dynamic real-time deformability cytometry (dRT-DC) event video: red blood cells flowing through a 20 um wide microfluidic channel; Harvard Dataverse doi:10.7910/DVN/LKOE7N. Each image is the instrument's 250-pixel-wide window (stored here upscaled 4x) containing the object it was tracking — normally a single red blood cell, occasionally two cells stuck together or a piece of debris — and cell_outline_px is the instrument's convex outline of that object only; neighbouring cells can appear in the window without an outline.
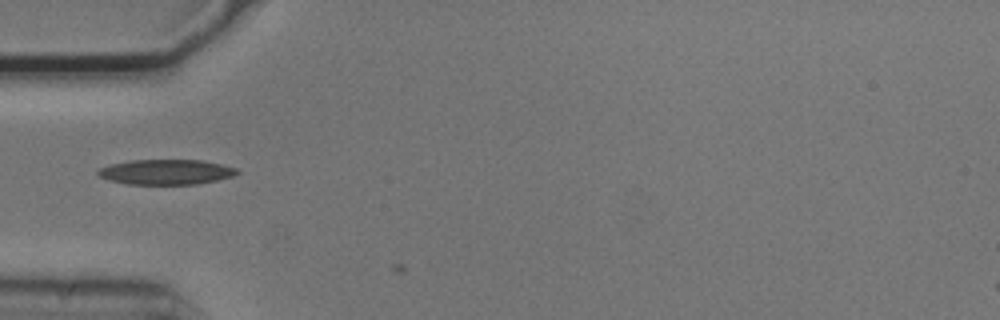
{"species": "common noctule bat (a hibernating species)", "species_latin": "Nyctalus noctula", "temperature_condition": "cold", "stored_images_in_passage": 3, "camera_frame_rate_fps": 3000, "um_per_image_px": 0.085, "animal": {"sex": "male", "body_mass_g": 20.5, "forearm_length_mm": 52.5}, "frame": {"image": 1, "passage_image": 2, "time_ms": 0.333, "image_size_px": [1000, 320], "cell_outline_px": [[240, 172], [232, 176], [216, 180], [196, 184], [128, 184], [108, 180], [100, 176], [96, 172], [100, 168], [112, 164], [132, 160], [204, 160], [236, 168]], "centroid_in_image_um": [14.12, 14.62], "position_along_channel_um": 70.9, "area_um2": 20.17}}